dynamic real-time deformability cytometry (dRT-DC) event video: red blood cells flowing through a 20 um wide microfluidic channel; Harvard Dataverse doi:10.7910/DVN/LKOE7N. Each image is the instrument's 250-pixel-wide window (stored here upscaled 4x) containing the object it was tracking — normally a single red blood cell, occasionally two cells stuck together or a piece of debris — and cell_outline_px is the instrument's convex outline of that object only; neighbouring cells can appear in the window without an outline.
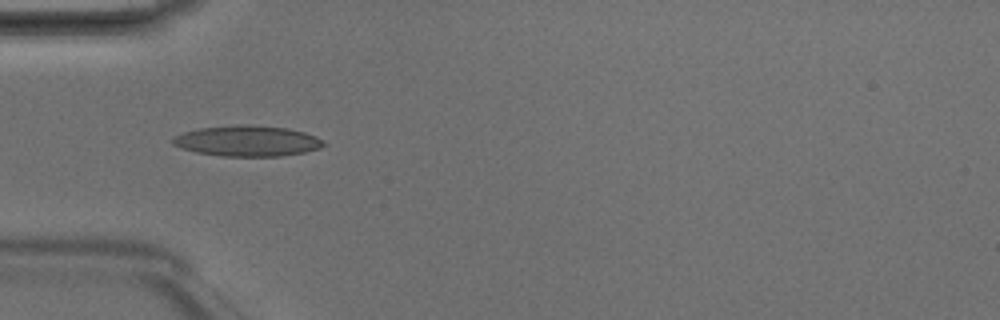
{"species": "Egyptian fruit bat (a non-hibernating species)", "species_latin": "Rousettus aegyptiacus", "temperature_condition": "room temperature", "stored_images_in_passage": 5, "camera_frame_rate_fps": 3000, "um_per_image_px": 0.085, "animal": {"sex": "male"}, "frame": {"image": 1, "passage_image": 5, "time_ms": 1.333, "image_size_px": [1000, 320], "cell_outline_px": [[328, 144], [320, 148], [304, 152], [280, 156], [220, 156], [196, 152], [172, 144], [172, 136], [184, 132], [200, 128], [236, 124], [288, 128], [304, 132], [316, 136]], "centroid_in_image_um": [21.03, 11.98], "position_along_channel_um": 64.0, "area_um2": 26.93}}